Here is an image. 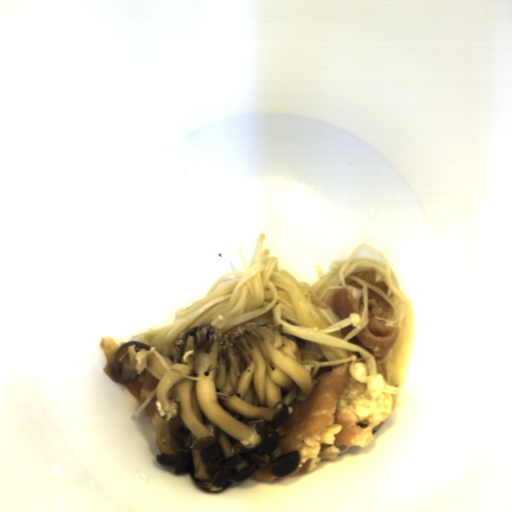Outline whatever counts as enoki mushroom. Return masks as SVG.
Wrapping results in <instances>:
<instances>
[{
	"label": "enoki mushroom",
	"mask_w": 512,
	"mask_h": 512,
	"mask_svg": "<svg viewBox=\"0 0 512 512\" xmlns=\"http://www.w3.org/2000/svg\"><path fill=\"white\" fill-rule=\"evenodd\" d=\"M265 237V233L260 234L250 268L241 248L238 253L244 270H232L223 275L201 299L179 308L173 323L150 327L133 336L131 342L149 345L150 351L169 371L170 365L161 356L174 355L175 342L195 326L210 324L227 335L253 322L284 324L286 335L316 343L328 360H302V365L311 367L313 378L323 366L350 363V374L366 384L369 392L392 395L393 413L401 397L415 325L411 299L401 290L386 256L360 243L347 260H334L333 270L325 275L317 264L319 279L310 284L279 269V258L269 256L270 249L262 251ZM361 270L376 271L389 286L387 294L351 275ZM346 278L362 286L365 309L362 314L351 313L344 320L333 312L327 301L334 290L345 287ZM367 288L394 305L400 325L393 349L378 360L363 347L349 342L368 323ZM351 323L356 328L343 338L340 329Z\"/></svg>",
	"instance_id": "1"
},
{
	"label": "enoki mushroom",
	"mask_w": 512,
	"mask_h": 512,
	"mask_svg": "<svg viewBox=\"0 0 512 512\" xmlns=\"http://www.w3.org/2000/svg\"><path fill=\"white\" fill-rule=\"evenodd\" d=\"M158 387L157 385L154 387V389L151 391V393L148 395V397L145 399L143 404L138 408V410L134 413L135 417L138 418L140 412L142 409L147 405V403L154 397V395L157 393Z\"/></svg>",
	"instance_id": "2"
}]
</instances>
